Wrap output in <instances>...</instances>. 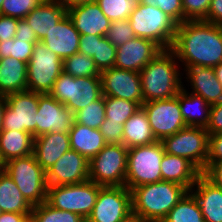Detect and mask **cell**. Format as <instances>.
Here are the masks:
<instances>
[{
  "label": "cell",
  "mask_w": 222,
  "mask_h": 222,
  "mask_svg": "<svg viewBox=\"0 0 222 222\" xmlns=\"http://www.w3.org/2000/svg\"><path fill=\"white\" fill-rule=\"evenodd\" d=\"M203 174L216 186L222 188V161L211 165Z\"/></svg>",
  "instance_id": "obj_51"
},
{
  "label": "cell",
  "mask_w": 222,
  "mask_h": 222,
  "mask_svg": "<svg viewBox=\"0 0 222 222\" xmlns=\"http://www.w3.org/2000/svg\"><path fill=\"white\" fill-rule=\"evenodd\" d=\"M62 72L63 60L43 42H36L27 63V90L40 94L49 93Z\"/></svg>",
  "instance_id": "obj_11"
},
{
  "label": "cell",
  "mask_w": 222,
  "mask_h": 222,
  "mask_svg": "<svg viewBox=\"0 0 222 222\" xmlns=\"http://www.w3.org/2000/svg\"><path fill=\"white\" fill-rule=\"evenodd\" d=\"M163 49L154 41L135 37L117 47L114 67L140 72Z\"/></svg>",
  "instance_id": "obj_18"
},
{
  "label": "cell",
  "mask_w": 222,
  "mask_h": 222,
  "mask_svg": "<svg viewBox=\"0 0 222 222\" xmlns=\"http://www.w3.org/2000/svg\"><path fill=\"white\" fill-rule=\"evenodd\" d=\"M49 94L73 114L103 96L101 77H73L62 72Z\"/></svg>",
  "instance_id": "obj_7"
},
{
  "label": "cell",
  "mask_w": 222,
  "mask_h": 222,
  "mask_svg": "<svg viewBox=\"0 0 222 222\" xmlns=\"http://www.w3.org/2000/svg\"><path fill=\"white\" fill-rule=\"evenodd\" d=\"M187 192L184 186L164 180L134 187L132 214L141 222H162Z\"/></svg>",
  "instance_id": "obj_3"
},
{
  "label": "cell",
  "mask_w": 222,
  "mask_h": 222,
  "mask_svg": "<svg viewBox=\"0 0 222 222\" xmlns=\"http://www.w3.org/2000/svg\"><path fill=\"white\" fill-rule=\"evenodd\" d=\"M183 75H185L183 81L187 82L188 89L185 84L183 87L188 92L202 97L211 106L222 102V85L216 77L214 68L188 67L183 71Z\"/></svg>",
  "instance_id": "obj_19"
},
{
  "label": "cell",
  "mask_w": 222,
  "mask_h": 222,
  "mask_svg": "<svg viewBox=\"0 0 222 222\" xmlns=\"http://www.w3.org/2000/svg\"><path fill=\"white\" fill-rule=\"evenodd\" d=\"M24 222H32L31 217L29 216Z\"/></svg>",
  "instance_id": "obj_59"
},
{
  "label": "cell",
  "mask_w": 222,
  "mask_h": 222,
  "mask_svg": "<svg viewBox=\"0 0 222 222\" xmlns=\"http://www.w3.org/2000/svg\"><path fill=\"white\" fill-rule=\"evenodd\" d=\"M214 71H215V74H216V77H217L218 81L222 85V63L215 66Z\"/></svg>",
  "instance_id": "obj_55"
},
{
  "label": "cell",
  "mask_w": 222,
  "mask_h": 222,
  "mask_svg": "<svg viewBox=\"0 0 222 222\" xmlns=\"http://www.w3.org/2000/svg\"><path fill=\"white\" fill-rule=\"evenodd\" d=\"M3 163L1 162V160H0V172L3 170Z\"/></svg>",
  "instance_id": "obj_58"
},
{
  "label": "cell",
  "mask_w": 222,
  "mask_h": 222,
  "mask_svg": "<svg viewBox=\"0 0 222 222\" xmlns=\"http://www.w3.org/2000/svg\"><path fill=\"white\" fill-rule=\"evenodd\" d=\"M160 165L162 180L180 184L188 191L202 174L188 159L169 153H164Z\"/></svg>",
  "instance_id": "obj_25"
},
{
  "label": "cell",
  "mask_w": 222,
  "mask_h": 222,
  "mask_svg": "<svg viewBox=\"0 0 222 222\" xmlns=\"http://www.w3.org/2000/svg\"><path fill=\"white\" fill-rule=\"evenodd\" d=\"M44 0H4L0 15L24 19L35 7Z\"/></svg>",
  "instance_id": "obj_39"
},
{
  "label": "cell",
  "mask_w": 222,
  "mask_h": 222,
  "mask_svg": "<svg viewBox=\"0 0 222 222\" xmlns=\"http://www.w3.org/2000/svg\"><path fill=\"white\" fill-rule=\"evenodd\" d=\"M203 20L222 25V0H211L208 15Z\"/></svg>",
  "instance_id": "obj_50"
},
{
  "label": "cell",
  "mask_w": 222,
  "mask_h": 222,
  "mask_svg": "<svg viewBox=\"0 0 222 222\" xmlns=\"http://www.w3.org/2000/svg\"><path fill=\"white\" fill-rule=\"evenodd\" d=\"M127 153L123 143L106 144L89 161V180L101 186H125Z\"/></svg>",
  "instance_id": "obj_9"
},
{
  "label": "cell",
  "mask_w": 222,
  "mask_h": 222,
  "mask_svg": "<svg viewBox=\"0 0 222 222\" xmlns=\"http://www.w3.org/2000/svg\"><path fill=\"white\" fill-rule=\"evenodd\" d=\"M70 149L69 133L48 132L34 138L33 154L45 172Z\"/></svg>",
  "instance_id": "obj_23"
},
{
  "label": "cell",
  "mask_w": 222,
  "mask_h": 222,
  "mask_svg": "<svg viewBox=\"0 0 222 222\" xmlns=\"http://www.w3.org/2000/svg\"><path fill=\"white\" fill-rule=\"evenodd\" d=\"M76 123L88 126L92 129H99L105 120V96L90 103L74 114Z\"/></svg>",
  "instance_id": "obj_36"
},
{
  "label": "cell",
  "mask_w": 222,
  "mask_h": 222,
  "mask_svg": "<svg viewBox=\"0 0 222 222\" xmlns=\"http://www.w3.org/2000/svg\"><path fill=\"white\" fill-rule=\"evenodd\" d=\"M67 14L80 35L105 36L110 27L111 21L95 1L71 7Z\"/></svg>",
  "instance_id": "obj_20"
},
{
  "label": "cell",
  "mask_w": 222,
  "mask_h": 222,
  "mask_svg": "<svg viewBox=\"0 0 222 222\" xmlns=\"http://www.w3.org/2000/svg\"><path fill=\"white\" fill-rule=\"evenodd\" d=\"M132 215V194L126 186H102L86 222H123Z\"/></svg>",
  "instance_id": "obj_12"
},
{
  "label": "cell",
  "mask_w": 222,
  "mask_h": 222,
  "mask_svg": "<svg viewBox=\"0 0 222 222\" xmlns=\"http://www.w3.org/2000/svg\"><path fill=\"white\" fill-rule=\"evenodd\" d=\"M162 222H205V220L198 202L188 191Z\"/></svg>",
  "instance_id": "obj_32"
},
{
  "label": "cell",
  "mask_w": 222,
  "mask_h": 222,
  "mask_svg": "<svg viewBox=\"0 0 222 222\" xmlns=\"http://www.w3.org/2000/svg\"><path fill=\"white\" fill-rule=\"evenodd\" d=\"M189 192L198 202L205 222H222V188L202 173Z\"/></svg>",
  "instance_id": "obj_22"
},
{
  "label": "cell",
  "mask_w": 222,
  "mask_h": 222,
  "mask_svg": "<svg viewBox=\"0 0 222 222\" xmlns=\"http://www.w3.org/2000/svg\"><path fill=\"white\" fill-rule=\"evenodd\" d=\"M66 9H70L71 7L86 4L89 2H93L95 0H58Z\"/></svg>",
  "instance_id": "obj_53"
},
{
  "label": "cell",
  "mask_w": 222,
  "mask_h": 222,
  "mask_svg": "<svg viewBox=\"0 0 222 222\" xmlns=\"http://www.w3.org/2000/svg\"><path fill=\"white\" fill-rule=\"evenodd\" d=\"M170 50L184 71L188 67H211L222 63V25L187 20L177 26Z\"/></svg>",
  "instance_id": "obj_1"
},
{
  "label": "cell",
  "mask_w": 222,
  "mask_h": 222,
  "mask_svg": "<svg viewBox=\"0 0 222 222\" xmlns=\"http://www.w3.org/2000/svg\"><path fill=\"white\" fill-rule=\"evenodd\" d=\"M123 222H141V221L135 215H132L131 217H129Z\"/></svg>",
  "instance_id": "obj_56"
},
{
  "label": "cell",
  "mask_w": 222,
  "mask_h": 222,
  "mask_svg": "<svg viewBox=\"0 0 222 222\" xmlns=\"http://www.w3.org/2000/svg\"><path fill=\"white\" fill-rule=\"evenodd\" d=\"M140 107L137 102L105 96V118L110 122L124 125Z\"/></svg>",
  "instance_id": "obj_35"
},
{
  "label": "cell",
  "mask_w": 222,
  "mask_h": 222,
  "mask_svg": "<svg viewBox=\"0 0 222 222\" xmlns=\"http://www.w3.org/2000/svg\"><path fill=\"white\" fill-rule=\"evenodd\" d=\"M161 141L128 148L125 186L134 187L162 181L161 160L164 155Z\"/></svg>",
  "instance_id": "obj_6"
},
{
  "label": "cell",
  "mask_w": 222,
  "mask_h": 222,
  "mask_svg": "<svg viewBox=\"0 0 222 222\" xmlns=\"http://www.w3.org/2000/svg\"><path fill=\"white\" fill-rule=\"evenodd\" d=\"M176 96L186 125L206 128L210 120L211 105L184 87Z\"/></svg>",
  "instance_id": "obj_29"
},
{
  "label": "cell",
  "mask_w": 222,
  "mask_h": 222,
  "mask_svg": "<svg viewBox=\"0 0 222 222\" xmlns=\"http://www.w3.org/2000/svg\"><path fill=\"white\" fill-rule=\"evenodd\" d=\"M6 105H7L6 96L0 95V132L3 127V119H4Z\"/></svg>",
  "instance_id": "obj_54"
},
{
  "label": "cell",
  "mask_w": 222,
  "mask_h": 222,
  "mask_svg": "<svg viewBox=\"0 0 222 222\" xmlns=\"http://www.w3.org/2000/svg\"><path fill=\"white\" fill-rule=\"evenodd\" d=\"M129 2H132L135 5H138L140 3V0H129Z\"/></svg>",
  "instance_id": "obj_57"
},
{
  "label": "cell",
  "mask_w": 222,
  "mask_h": 222,
  "mask_svg": "<svg viewBox=\"0 0 222 222\" xmlns=\"http://www.w3.org/2000/svg\"><path fill=\"white\" fill-rule=\"evenodd\" d=\"M158 140L155 138L148 116L140 107L123 125L122 143L131 148L134 146L150 145Z\"/></svg>",
  "instance_id": "obj_28"
},
{
  "label": "cell",
  "mask_w": 222,
  "mask_h": 222,
  "mask_svg": "<svg viewBox=\"0 0 222 222\" xmlns=\"http://www.w3.org/2000/svg\"><path fill=\"white\" fill-rule=\"evenodd\" d=\"M100 77L104 96L126 99L143 105L139 72L112 67L101 71Z\"/></svg>",
  "instance_id": "obj_16"
},
{
  "label": "cell",
  "mask_w": 222,
  "mask_h": 222,
  "mask_svg": "<svg viewBox=\"0 0 222 222\" xmlns=\"http://www.w3.org/2000/svg\"><path fill=\"white\" fill-rule=\"evenodd\" d=\"M34 137L31 133L17 130H1L0 160L4 164L13 158L33 153Z\"/></svg>",
  "instance_id": "obj_30"
},
{
  "label": "cell",
  "mask_w": 222,
  "mask_h": 222,
  "mask_svg": "<svg viewBox=\"0 0 222 222\" xmlns=\"http://www.w3.org/2000/svg\"><path fill=\"white\" fill-rule=\"evenodd\" d=\"M35 43H28L26 40L9 39L0 42V59L12 57L19 61L28 63L31 59Z\"/></svg>",
  "instance_id": "obj_37"
},
{
  "label": "cell",
  "mask_w": 222,
  "mask_h": 222,
  "mask_svg": "<svg viewBox=\"0 0 222 222\" xmlns=\"http://www.w3.org/2000/svg\"><path fill=\"white\" fill-rule=\"evenodd\" d=\"M80 33L75 29L71 18L66 14L41 40L46 47L64 60L79 52Z\"/></svg>",
  "instance_id": "obj_21"
},
{
  "label": "cell",
  "mask_w": 222,
  "mask_h": 222,
  "mask_svg": "<svg viewBox=\"0 0 222 222\" xmlns=\"http://www.w3.org/2000/svg\"><path fill=\"white\" fill-rule=\"evenodd\" d=\"M141 107L146 112L152 132L158 141L187 126L182 117L177 96L144 102Z\"/></svg>",
  "instance_id": "obj_14"
},
{
  "label": "cell",
  "mask_w": 222,
  "mask_h": 222,
  "mask_svg": "<svg viewBox=\"0 0 222 222\" xmlns=\"http://www.w3.org/2000/svg\"><path fill=\"white\" fill-rule=\"evenodd\" d=\"M105 37L112 45L119 47L136 36L130 26L129 20L125 19L112 21Z\"/></svg>",
  "instance_id": "obj_40"
},
{
  "label": "cell",
  "mask_w": 222,
  "mask_h": 222,
  "mask_svg": "<svg viewBox=\"0 0 222 222\" xmlns=\"http://www.w3.org/2000/svg\"><path fill=\"white\" fill-rule=\"evenodd\" d=\"M175 54L163 50L139 73L144 102L175 97L183 88V73Z\"/></svg>",
  "instance_id": "obj_2"
},
{
  "label": "cell",
  "mask_w": 222,
  "mask_h": 222,
  "mask_svg": "<svg viewBox=\"0 0 222 222\" xmlns=\"http://www.w3.org/2000/svg\"><path fill=\"white\" fill-rule=\"evenodd\" d=\"M31 213L3 212L0 215V222H24Z\"/></svg>",
  "instance_id": "obj_52"
},
{
  "label": "cell",
  "mask_w": 222,
  "mask_h": 222,
  "mask_svg": "<svg viewBox=\"0 0 222 222\" xmlns=\"http://www.w3.org/2000/svg\"><path fill=\"white\" fill-rule=\"evenodd\" d=\"M116 50L117 47L112 45L105 36L100 39L98 43L97 57H92L100 72L114 67Z\"/></svg>",
  "instance_id": "obj_41"
},
{
  "label": "cell",
  "mask_w": 222,
  "mask_h": 222,
  "mask_svg": "<svg viewBox=\"0 0 222 222\" xmlns=\"http://www.w3.org/2000/svg\"><path fill=\"white\" fill-rule=\"evenodd\" d=\"M208 132L206 128L186 126L161 140L165 153L188 159L202 173L208 158Z\"/></svg>",
  "instance_id": "obj_10"
},
{
  "label": "cell",
  "mask_w": 222,
  "mask_h": 222,
  "mask_svg": "<svg viewBox=\"0 0 222 222\" xmlns=\"http://www.w3.org/2000/svg\"><path fill=\"white\" fill-rule=\"evenodd\" d=\"M222 161V133L211 134L208 138V158L205 171L216 162Z\"/></svg>",
  "instance_id": "obj_45"
},
{
  "label": "cell",
  "mask_w": 222,
  "mask_h": 222,
  "mask_svg": "<svg viewBox=\"0 0 222 222\" xmlns=\"http://www.w3.org/2000/svg\"><path fill=\"white\" fill-rule=\"evenodd\" d=\"M2 130L26 131L36 138V113L38 93L21 91L6 96Z\"/></svg>",
  "instance_id": "obj_13"
},
{
  "label": "cell",
  "mask_w": 222,
  "mask_h": 222,
  "mask_svg": "<svg viewBox=\"0 0 222 222\" xmlns=\"http://www.w3.org/2000/svg\"><path fill=\"white\" fill-rule=\"evenodd\" d=\"M99 130L101 131L106 144H122L123 125L121 123L110 122L105 118Z\"/></svg>",
  "instance_id": "obj_44"
},
{
  "label": "cell",
  "mask_w": 222,
  "mask_h": 222,
  "mask_svg": "<svg viewBox=\"0 0 222 222\" xmlns=\"http://www.w3.org/2000/svg\"><path fill=\"white\" fill-rule=\"evenodd\" d=\"M103 36L80 35L79 52L88 57H97L98 43Z\"/></svg>",
  "instance_id": "obj_46"
},
{
  "label": "cell",
  "mask_w": 222,
  "mask_h": 222,
  "mask_svg": "<svg viewBox=\"0 0 222 222\" xmlns=\"http://www.w3.org/2000/svg\"><path fill=\"white\" fill-rule=\"evenodd\" d=\"M32 222H86L79 214L56 209L46 201L32 207L30 214Z\"/></svg>",
  "instance_id": "obj_33"
},
{
  "label": "cell",
  "mask_w": 222,
  "mask_h": 222,
  "mask_svg": "<svg viewBox=\"0 0 222 222\" xmlns=\"http://www.w3.org/2000/svg\"><path fill=\"white\" fill-rule=\"evenodd\" d=\"M17 24V18L0 15V42L15 38Z\"/></svg>",
  "instance_id": "obj_47"
},
{
  "label": "cell",
  "mask_w": 222,
  "mask_h": 222,
  "mask_svg": "<svg viewBox=\"0 0 222 222\" xmlns=\"http://www.w3.org/2000/svg\"><path fill=\"white\" fill-rule=\"evenodd\" d=\"M4 0H0V11H1V6Z\"/></svg>",
  "instance_id": "obj_60"
},
{
  "label": "cell",
  "mask_w": 222,
  "mask_h": 222,
  "mask_svg": "<svg viewBox=\"0 0 222 222\" xmlns=\"http://www.w3.org/2000/svg\"><path fill=\"white\" fill-rule=\"evenodd\" d=\"M206 130L208 135L222 133V102L211 106L210 120Z\"/></svg>",
  "instance_id": "obj_48"
},
{
  "label": "cell",
  "mask_w": 222,
  "mask_h": 222,
  "mask_svg": "<svg viewBox=\"0 0 222 222\" xmlns=\"http://www.w3.org/2000/svg\"><path fill=\"white\" fill-rule=\"evenodd\" d=\"M211 0H182L183 22L203 20L210 8Z\"/></svg>",
  "instance_id": "obj_43"
},
{
  "label": "cell",
  "mask_w": 222,
  "mask_h": 222,
  "mask_svg": "<svg viewBox=\"0 0 222 222\" xmlns=\"http://www.w3.org/2000/svg\"><path fill=\"white\" fill-rule=\"evenodd\" d=\"M0 208L3 212L31 213L32 206L23 197L7 172H0Z\"/></svg>",
  "instance_id": "obj_31"
},
{
  "label": "cell",
  "mask_w": 222,
  "mask_h": 222,
  "mask_svg": "<svg viewBox=\"0 0 222 222\" xmlns=\"http://www.w3.org/2000/svg\"><path fill=\"white\" fill-rule=\"evenodd\" d=\"M69 139L71 149L89 161L106 146L105 139L99 129H92L75 121L69 131Z\"/></svg>",
  "instance_id": "obj_26"
},
{
  "label": "cell",
  "mask_w": 222,
  "mask_h": 222,
  "mask_svg": "<svg viewBox=\"0 0 222 222\" xmlns=\"http://www.w3.org/2000/svg\"><path fill=\"white\" fill-rule=\"evenodd\" d=\"M3 170L9 174L32 207L46 201V172L36 161L33 153L8 160L4 163Z\"/></svg>",
  "instance_id": "obj_5"
},
{
  "label": "cell",
  "mask_w": 222,
  "mask_h": 222,
  "mask_svg": "<svg viewBox=\"0 0 222 222\" xmlns=\"http://www.w3.org/2000/svg\"><path fill=\"white\" fill-rule=\"evenodd\" d=\"M27 90V63L15 58L0 59V95Z\"/></svg>",
  "instance_id": "obj_27"
},
{
  "label": "cell",
  "mask_w": 222,
  "mask_h": 222,
  "mask_svg": "<svg viewBox=\"0 0 222 222\" xmlns=\"http://www.w3.org/2000/svg\"><path fill=\"white\" fill-rule=\"evenodd\" d=\"M89 181V160L77 151H66L46 172L47 186L80 184Z\"/></svg>",
  "instance_id": "obj_17"
},
{
  "label": "cell",
  "mask_w": 222,
  "mask_h": 222,
  "mask_svg": "<svg viewBox=\"0 0 222 222\" xmlns=\"http://www.w3.org/2000/svg\"><path fill=\"white\" fill-rule=\"evenodd\" d=\"M63 72L77 77H100V71L94 60L84 53L78 52L63 60Z\"/></svg>",
  "instance_id": "obj_34"
},
{
  "label": "cell",
  "mask_w": 222,
  "mask_h": 222,
  "mask_svg": "<svg viewBox=\"0 0 222 222\" xmlns=\"http://www.w3.org/2000/svg\"><path fill=\"white\" fill-rule=\"evenodd\" d=\"M128 20L136 37L154 41L163 50L171 48L178 24L158 7L139 3Z\"/></svg>",
  "instance_id": "obj_4"
},
{
  "label": "cell",
  "mask_w": 222,
  "mask_h": 222,
  "mask_svg": "<svg viewBox=\"0 0 222 222\" xmlns=\"http://www.w3.org/2000/svg\"><path fill=\"white\" fill-rule=\"evenodd\" d=\"M95 2L111 22L129 19L136 6L129 0H95Z\"/></svg>",
  "instance_id": "obj_38"
},
{
  "label": "cell",
  "mask_w": 222,
  "mask_h": 222,
  "mask_svg": "<svg viewBox=\"0 0 222 222\" xmlns=\"http://www.w3.org/2000/svg\"><path fill=\"white\" fill-rule=\"evenodd\" d=\"M74 114L49 93H38L36 137L52 132L69 133L74 124Z\"/></svg>",
  "instance_id": "obj_15"
},
{
  "label": "cell",
  "mask_w": 222,
  "mask_h": 222,
  "mask_svg": "<svg viewBox=\"0 0 222 222\" xmlns=\"http://www.w3.org/2000/svg\"><path fill=\"white\" fill-rule=\"evenodd\" d=\"M140 4L158 7L178 25L183 23L182 0H140Z\"/></svg>",
  "instance_id": "obj_42"
},
{
  "label": "cell",
  "mask_w": 222,
  "mask_h": 222,
  "mask_svg": "<svg viewBox=\"0 0 222 222\" xmlns=\"http://www.w3.org/2000/svg\"><path fill=\"white\" fill-rule=\"evenodd\" d=\"M31 26L25 21V19H18L17 31L15 34V39H23L28 43L38 42L36 34L31 30Z\"/></svg>",
  "instance_id": "obj_49"
},
{
  "label": "cell",
  "mask_w": 222,
  "mask_h": 222,
  "mask_svg": "<svg viewBox=\"0 0 222 222\" xmlns=\"http://www.w3.org/2000/svg\"><path fill=\"white\" fill-rule=\"evenodd\" d=\"M101 187L90 180L80 184L48 186L46 202L56 209L77 213L86 220Z\"/></svg>",
  "instance_id": "obj_8"
},
{
  "label": "cell",
  "mask_w": 222,
  "mask_h": 222,
  "mask_svg": "<svg viewBox=\"0 0 222 222\" xmlns=\"http://www.w3.org/2000/svg\"><path fill=\"white\" fill-rule=\"evenodd\" d=\"M67 14V9L58 0H44L24 19L32 27L37 40L41 41Z\"/></svg>",
  "instance_id": "obj_24"
}]
</instances>
